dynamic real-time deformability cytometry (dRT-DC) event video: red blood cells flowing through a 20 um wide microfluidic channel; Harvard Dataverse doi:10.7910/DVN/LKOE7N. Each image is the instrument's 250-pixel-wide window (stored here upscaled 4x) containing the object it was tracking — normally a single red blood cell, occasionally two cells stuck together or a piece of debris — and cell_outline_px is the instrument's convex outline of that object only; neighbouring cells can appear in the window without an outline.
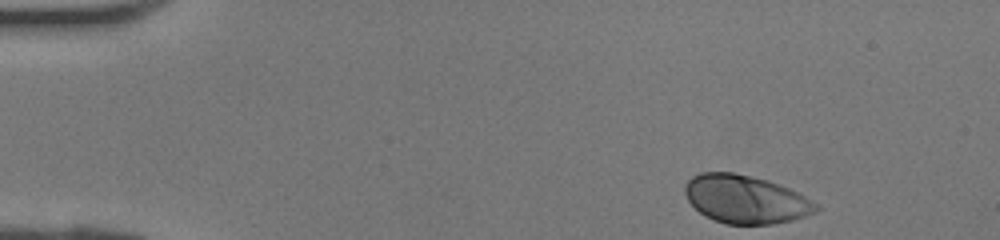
{"species": "human", "species_latin": "Homo sapiens", "temperature_condition": "room temperature", "stored_images_in_passage": 37, "camera_frame_rate_fps": 3000, "um_per_image_px": 0.085, "donor": {"sex": "female"}, "frame": {"image": 1, "passage_image": 1, "time_ms": 0.0, "image_size_px": [1000, 240], "cell_outline_px": [[820, 208], [816, 212], [792, 220], [772, 224], [724, 224], [704, 216], [688, 200], [684, 192], [684, 184], [692, 176], [700, 172], [732, 172], [752, 176], [768, 180], [788, 188], [804, 196], [816, 204]], "centroid_in_image_um": [63.34, 16.93], "position_along_channel_um": 21.7, "area_um2": 36.76}}
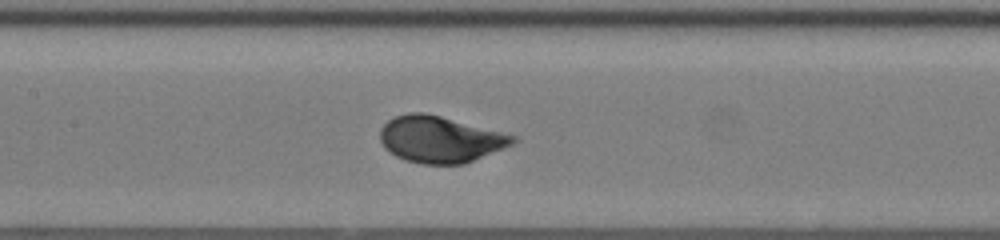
{"frame": {"image": 2, "passage_image": 16, "time_ms": 5.0, "image_size_px": [1000, 240], "cell_outline_px": [[516, 140], [512, 144], [464, 164], [420, 164], [404, 160], [396, 156], [384, 148], [380, 140], [380, 128], [388, 120], [396, 116], [408, 112], [424, 112], [440, 116], [516, 136]], "centroid_in_image_um": [37.35, 11.85], "position_along_channel_um": 170.1, "area_um2": 35.66}}
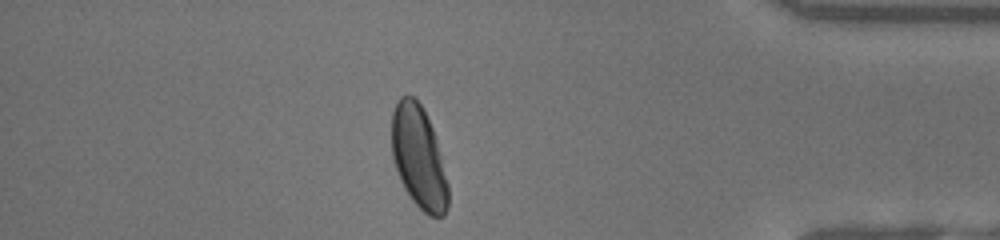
{"frame": {"image": 3, "passage_image": 32, "time_ms": 10.333, "image_size_px": [1000, 240], "cell_outline_px": [[448, 208], [444, 216], [428, 216], [412, 200], [404, 188], [400, 180], [392, 156], [392, 112], [400, 96], [416, 96], [432, 128], [448, 184]], "centroid_in_image_um": [35.58, 13.39], "position_along_channel_um": 399.6, "area_um2": 33.29}}